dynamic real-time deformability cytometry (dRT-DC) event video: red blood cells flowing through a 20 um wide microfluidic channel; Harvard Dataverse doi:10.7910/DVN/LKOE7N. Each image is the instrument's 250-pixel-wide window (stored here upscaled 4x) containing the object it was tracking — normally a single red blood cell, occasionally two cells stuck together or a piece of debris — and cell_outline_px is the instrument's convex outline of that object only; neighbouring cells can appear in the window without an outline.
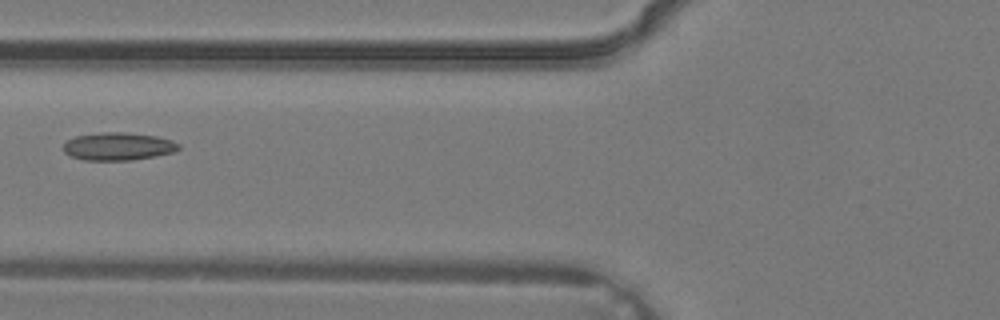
{"species": "common noctule bat (a hibernating species)", "species_latin": "Nyctalus noctula", "temperature_condition": "warm", "stored_images_in_passage": 2, "camera_frame_rate_fps": 3000, "um_per_image_px": 0.085, "animal": {"sex": "male", "body_mass_g": 19.2, "forearm_length_mm": 51.8}, "frame": {"image": 1, "passage_image": 2, "time_ms": 0.333, "image_size_px": [1000, 320], "cell_outline_px": [[180, 148], [176, 152], [156, 156], [132, 160], [84, 160], [72, 156], [64, 152], [64, 144], [68, 140], [76, 136], [100, 132], [124, 132], [156, 136], [172, 140], [180, 144]], "centroid_in_image_um": [10.09, 12.44], "position_along_channel_um": 115.7, "area_um2": 18.73}}